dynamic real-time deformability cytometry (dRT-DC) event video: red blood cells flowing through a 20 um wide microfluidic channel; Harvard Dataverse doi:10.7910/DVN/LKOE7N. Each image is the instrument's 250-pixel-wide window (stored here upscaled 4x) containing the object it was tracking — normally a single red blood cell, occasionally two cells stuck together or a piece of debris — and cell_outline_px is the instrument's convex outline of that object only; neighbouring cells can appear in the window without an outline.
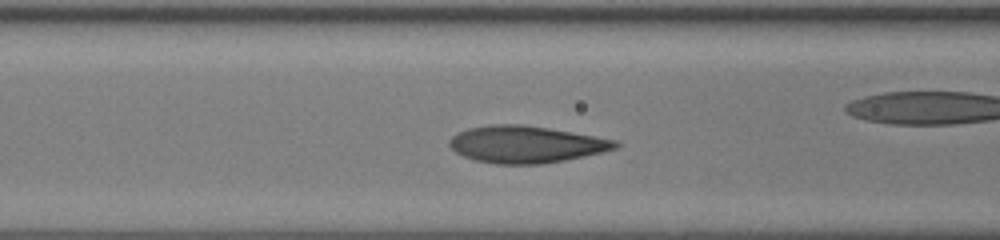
{"species": "human", "species_latin": "Homo sapiens", "temperature_condition": "room temperature", "stored_images_in_passage": 26, "camera_frame_rate_fps": 3000, "um_per_image_px": 0.085, "donor": {"sex": "female"}, "frame": {"image": 1, "passage_image": 5, "time_ms": 1.333, "image_size_px": [1000, 240], "cell_outline_px": [[620, 144], [616, 148], [584, 156], [564, 160], [540, 164], [496, 164], [476, 160], [464, 156], [456, 152], [448, 144], [448, 140], [456, 132], [468, 128], [492, 124], [524, 124], [596, 136], [616, 140]], "centroid_in_image_um": [44.67, 12.26], "position_along_channel_um": 121.9, "area_um2": 35.66}}
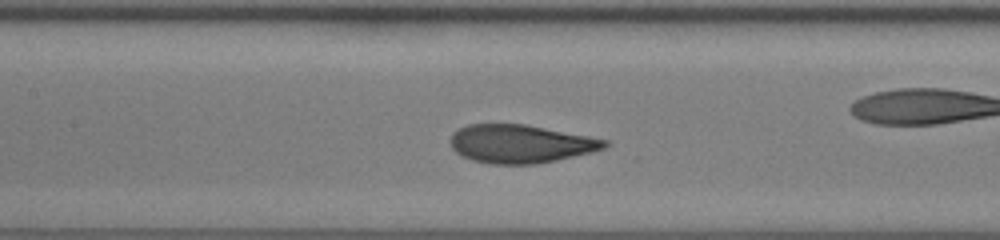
{"frame": {"image": 2, "passage_image": 8, "time_ms": 2.333, "image_size_px": [1000, 240], "cell_outline_px": [[612, 144], [608, 148], [592, 152], [556, 160], [536, 164], [488, 164], [472, 160], [460, 156], [452, 148], [448, 140], [452, 132], [468, 124], [524, 124], [588, 136], [608, 140]], "centroid_in_image_um": [44.23, 12.23], "position_along_channel_um": 163.2, "area_um2": 34.74}, "authors_computed_cell_mechanics": {"area_um2": 34.7667, "velocity_mm_per_s": 4.1597, "shape_relaxation_time_tau1_ms": 4.375, "shape_relaxation_time_tau2_ms": null, "deformation_change_tau1": 0.1942, "deformation_change_tau2": null}}